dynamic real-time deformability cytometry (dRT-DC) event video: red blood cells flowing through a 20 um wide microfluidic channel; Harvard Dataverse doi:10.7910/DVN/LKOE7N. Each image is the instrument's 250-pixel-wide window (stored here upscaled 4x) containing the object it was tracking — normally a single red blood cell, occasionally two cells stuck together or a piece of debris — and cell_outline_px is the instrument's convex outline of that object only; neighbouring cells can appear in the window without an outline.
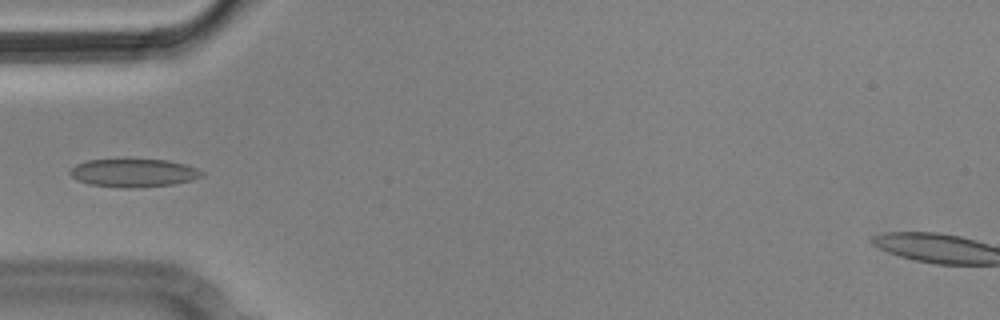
{"species": "Egyptian fruit bat (a non-hibernating species)", "species_latin": "Rousettus aegyptiacus", "temperature_condition": "cold", "stored_images_in_passage": 13, "camera_frame_rate_fps": 3000, "um_per_image_px": 0.085, "animal": {"sex": "male"}, "frame": {"image": 1, "passage_image": 4, "time_ms": 1.0, "image_size_px": [1000, 320], "cell_outline_px": [[204, 176], [192, 180], [172, 184], [132, 188], [124, 188], [88, 184], [76, 180], [68, 172], [76, 164], [88, 160], [124, 156], [168, 160], [184, 164], [196, 168], [204, 172]], "centroid_in_image_um": [11.32, 14.64], "position_along_channel_um": 73.7, "area_um2": 22.66}}
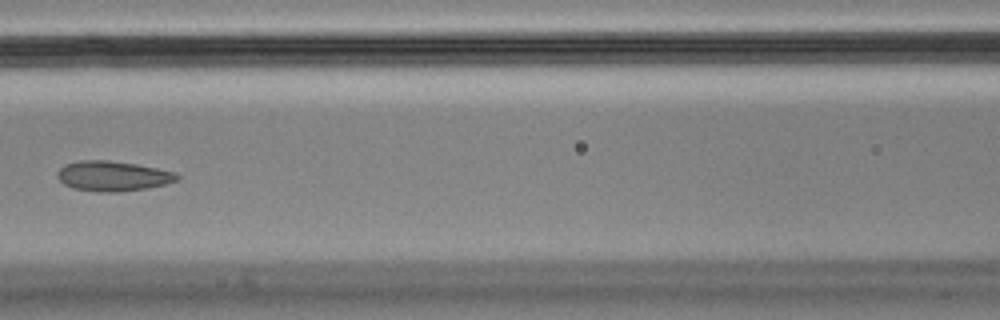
{"frame": {"image": 2, "passage_image": 6, "time_ms": 1.667, "image_size_px": [1000, 320], "cell_outline_px": [[180, 180], [148, 188], [116, 192], [100, 192], [72, 188], [64, 184], [56, 176], [56, 172], [64, 164], [80, 160], [108, 160], [136, 164], [176, 172], [180, 176]], "centroid_in_image_um": [9.58, 14.96], "position_along_channel_um": 157.0, "area_um2": 21.1}}